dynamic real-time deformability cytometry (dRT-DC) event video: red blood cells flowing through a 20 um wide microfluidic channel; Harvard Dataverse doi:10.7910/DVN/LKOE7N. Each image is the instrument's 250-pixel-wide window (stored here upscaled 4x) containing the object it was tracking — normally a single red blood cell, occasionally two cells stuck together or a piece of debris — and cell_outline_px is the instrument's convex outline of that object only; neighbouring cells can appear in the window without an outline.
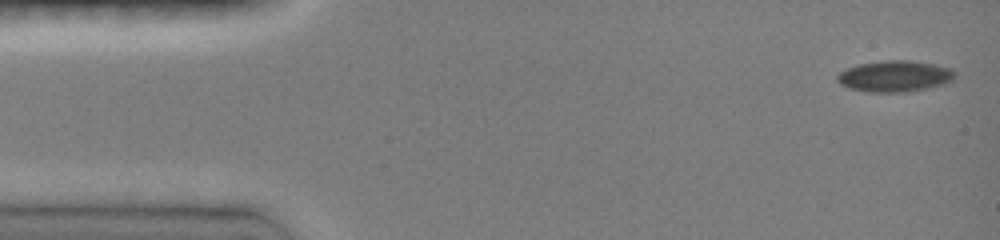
{"species": "common noctule bat (a hibernating species)", "species_latin": "Nyctalus noctula", "temperature_condition": "room temperature", "stored_images_in_passage": 9, "camera_frame_rate_fps": 3000, "um_per_image_px": 0.085, "animal": {"sex": "female", "body_mass_g": 19.0, "forearm_length_mm": 51.5}, "frame": {"image": 1, "passage_image": 1, "time_ms": 0.0, "image_size_px": [1000, 240], "cell_outline_px": [[956, 76], [952, 80], [944, 84], [928, 88], [904, 92], [868, 92], [848, 88], [840, 84], [836, 80], [836, 76], [840, 72], [848, 68], [860, 64], [888, 60], [908, 60], [936, 64], [952, 68], [956, 72]], "centroid_in_image_um": [76.08, 6.48], "position_along_channel_um": 8.9, "area_um2": 21.5}}
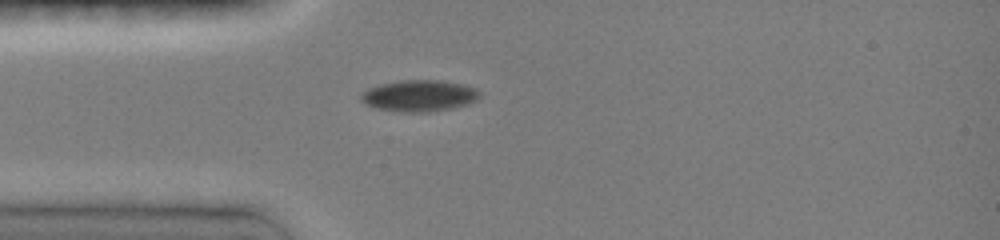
{"frame": {"image": 2, "passage_image": 8, "time_ms": 3.667, "image_size_px": [1000, 240], "cell_outline_px": [[480, 96], [476, 100], [468, 104], [452, 108], [428, 112], [400, 112], [376, 108], [364, 104], [360, 100], [360, 92], [368, 88], [380, 84], [400, 80], [440, 80], [464, 84], [476, 88], [480, 92]], "centroid_in_image_um": [35.61, 8.13], "position_along_channel_um": 49.4, "area_um2": 22.02}}